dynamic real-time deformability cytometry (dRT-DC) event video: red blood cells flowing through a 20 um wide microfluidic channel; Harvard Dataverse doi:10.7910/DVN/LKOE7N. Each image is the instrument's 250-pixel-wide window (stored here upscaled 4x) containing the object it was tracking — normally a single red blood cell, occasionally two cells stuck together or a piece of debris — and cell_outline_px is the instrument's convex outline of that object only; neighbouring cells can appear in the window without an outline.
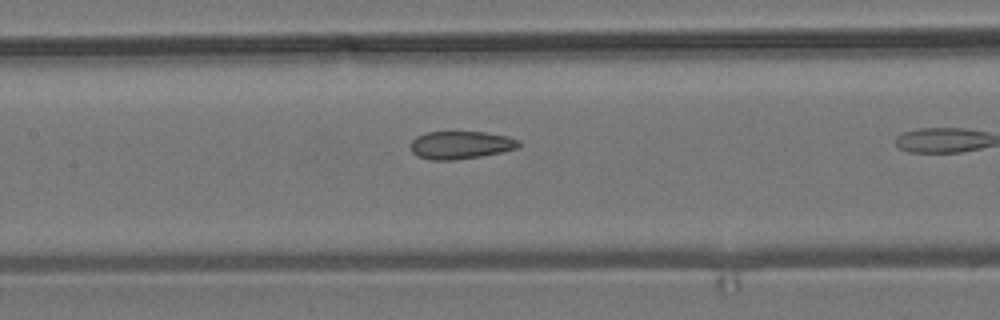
{"species": "common noctule bat (a hibernating species)", "species_latin": "Nyctalus noctula", "temperature_condition": "room temperature", "stored_images_in_passage": 17, "camera_frame_rate_fps": 3000, "um_per_image_px": 0.085, "animal": {"sex": "male", "body_mass_g": 19.2, "forearm_length_mm": 51.8}, "frame": {"image": 1, "passage_image": 15, "time_ms": 4.667, "image_size_px": [1000, 320], "cell_outline_px": [[520, 148], [480, 156], [456, 160], [428, 160], [416, 156], [412, 152], [408, 144], [416, 136], [424, 132], [484, 132], [508, 136], [520, 140]], "centroid_in_image_um": [39.12, 12.33], "position_along_channel_um": 168.3, "area_um2": 17.86}}